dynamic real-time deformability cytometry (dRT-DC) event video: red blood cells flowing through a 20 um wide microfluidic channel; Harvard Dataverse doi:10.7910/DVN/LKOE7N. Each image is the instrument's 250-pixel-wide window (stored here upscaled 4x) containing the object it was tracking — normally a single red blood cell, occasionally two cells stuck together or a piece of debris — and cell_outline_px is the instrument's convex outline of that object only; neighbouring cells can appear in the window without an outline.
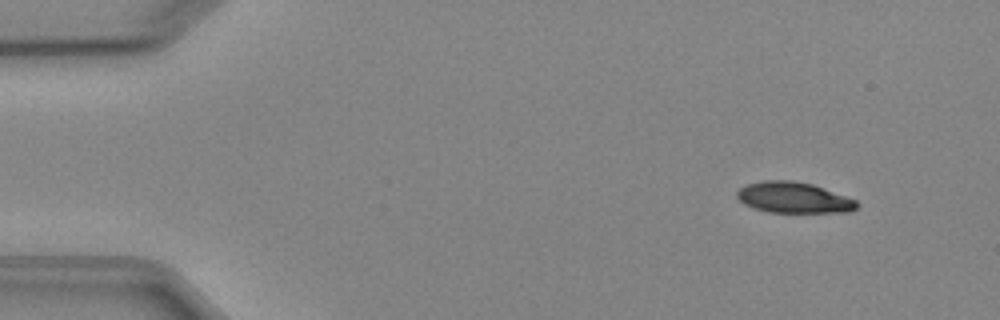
{"species": "Egyptian fruit bat (a non-hibernating species)", "species_latin": "Rousettus aegyptiacus", "temperature_condition": "cold", "stored_images_in_passage": 5, "camera_frame_rate_fps": 3000, "um_per_image_px": 0.085, "animal": {"sex": "female"}, "frame": {"image": 1, "passage_image": 2, "time_ms": 1.0, "image_size_px": [1000, 320], "cell_outline_px": [[860, 204], [856, 208], [848, 212], [768, 212], [744, 204], [736, 196], [736, 192], [740, 188], [748, 184], [764, 180], [792, 180], [812, 184], [856, 200]], "centroid_in_image_um": [67.46, 16.79], "position_along_channel_um": 17.5, "area_um2": 21.39}}